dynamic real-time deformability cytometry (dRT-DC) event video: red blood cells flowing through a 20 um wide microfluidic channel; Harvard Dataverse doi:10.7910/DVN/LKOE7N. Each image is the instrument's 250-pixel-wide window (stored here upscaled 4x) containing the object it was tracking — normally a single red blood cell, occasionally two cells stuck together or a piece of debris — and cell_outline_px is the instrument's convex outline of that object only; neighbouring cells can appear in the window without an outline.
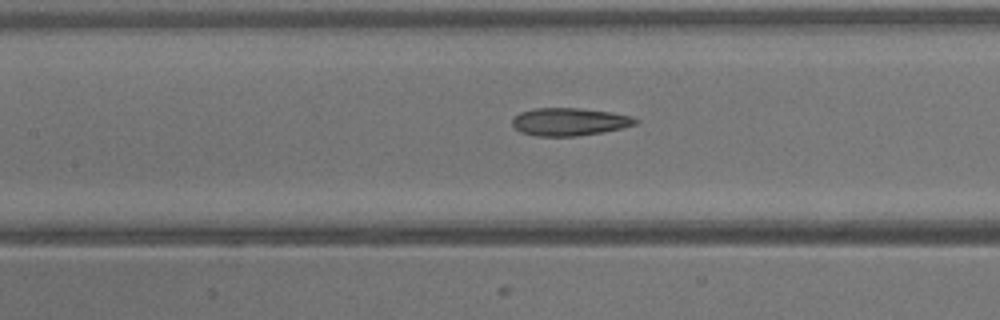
{"species": "common noctule bat (a hibernating species)", "species_latin": "Nyctalus noctula", "temperature_condition": "warm", "stored_images_in_passage": 13, "camera_frame_rate_fps": 3000, "um_per_image_px": 0.085, "animal": {"sex": "male", "body_mass_g": 13.3}, "frame": {"image": 1, "passage_image": 11, "time_ms": 3.333, "image_size_px": [1000, 320], "cell_outline_px": [[640, 120], [636, 124], [624, 128], [604, 132], [576, 136], [536, 136], [520, 132], [512, 124], [512, 116], [520, 112], [536, 108], [580, 108], [612, 112], [632, 116]], "centroid_in_image_um": [48.42, 10.35], "position_along_channel_um": 159.0, "area_um2": 20.17}}